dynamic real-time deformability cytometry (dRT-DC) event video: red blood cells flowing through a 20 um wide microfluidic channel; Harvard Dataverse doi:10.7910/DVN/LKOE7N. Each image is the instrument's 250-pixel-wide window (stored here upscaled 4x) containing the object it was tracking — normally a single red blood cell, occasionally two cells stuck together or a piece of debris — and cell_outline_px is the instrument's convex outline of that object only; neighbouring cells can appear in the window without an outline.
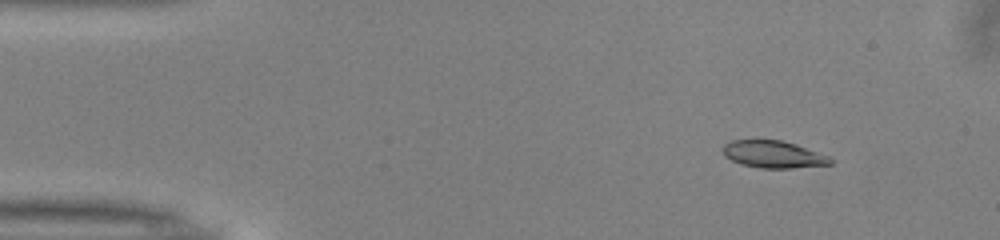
{"species": "common noctule bat (a hibernating species)", "species_latin": "Nyctalus noctula", "temperature_condition": "warm", "stored_images_in_passage": 46, "camera_frame_rate_fps": 3000, "um_per_image_px": 0.085, "animal": {"sex": "male", "body_mass_g": 13.0, "forearm_length_mm": 53.1}, "frame": {"image": 1, "passage_image": 1, "time_ms": 0.0, "image_size_px": [1000, 240], "cell_outline_px": [[836, 160], [832, 164], [792, 168], [760, 168], [740, 164], [724, 156], [720, 148], [724, 144], [732, 140], [780, 140], [832, 156]], "centroid_in_image_um": [65.74, 13.13], "position_along_channel_um": 19.3, "area_um2": 17.22}}
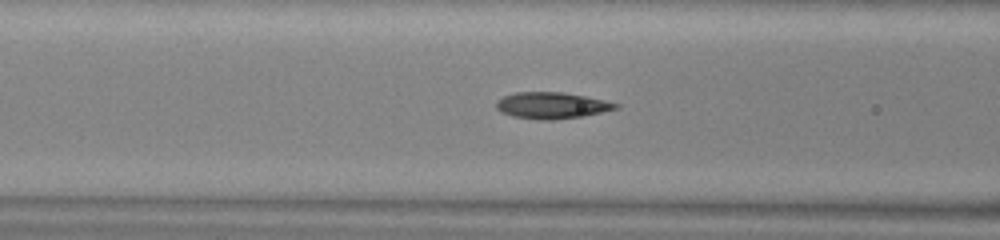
{"frame": {"image": 2, "passage_image": 15, "time_ms": 4.667, "image_size_px": [1000, 240], "cell_outline_px": [[620, 108], [584, 116], [552, 120], [540, 120], [512, 116], [500, 112], [496, 108], [496, 100], [504, 96], [516, 92], [560, 92], [584, 96], [604, 100], [620, 104]], "centroid_in_image_um": [46.89, 8.97], "position_along_channel_um": 119.7, "area_um2": 18.44}}
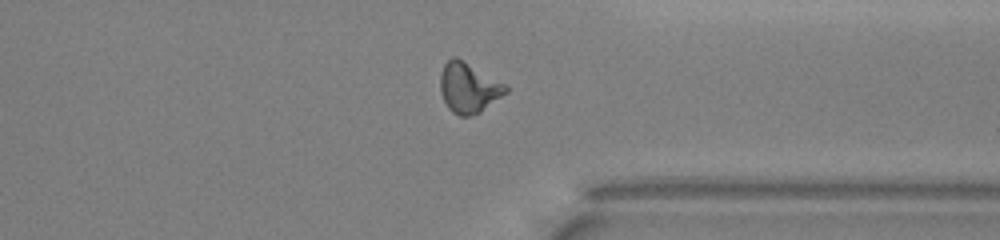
{"frame": {"image": 3, "passage_image": 34, "time_ms": 11.0, "image_size_px": [1000, 240], "cell_outline_px": [[508, 92], [480, 112], [468, 116], [460, 116], [452, 112], [448, 108], [440, 92], [440, 72], [444, 64], [452, 56], [456, 56], [508, 84]], "centroid_in_image_um": [39.84, 7.44], "position_along_channel_um": 371.6, "area_um2": 19.42}, "authors_computed_cell_mechanics": {"area_um2": 18.0047, "velocity_mm_per_s": 4.0397, "shape_relaxation_time_tau1_ms": 4.2981, "shape_relaxation_time_tau2_ms": 1.5545, "deformation_change_tau1": 0.1635, "deformation_change_tau2": 0.0791}}